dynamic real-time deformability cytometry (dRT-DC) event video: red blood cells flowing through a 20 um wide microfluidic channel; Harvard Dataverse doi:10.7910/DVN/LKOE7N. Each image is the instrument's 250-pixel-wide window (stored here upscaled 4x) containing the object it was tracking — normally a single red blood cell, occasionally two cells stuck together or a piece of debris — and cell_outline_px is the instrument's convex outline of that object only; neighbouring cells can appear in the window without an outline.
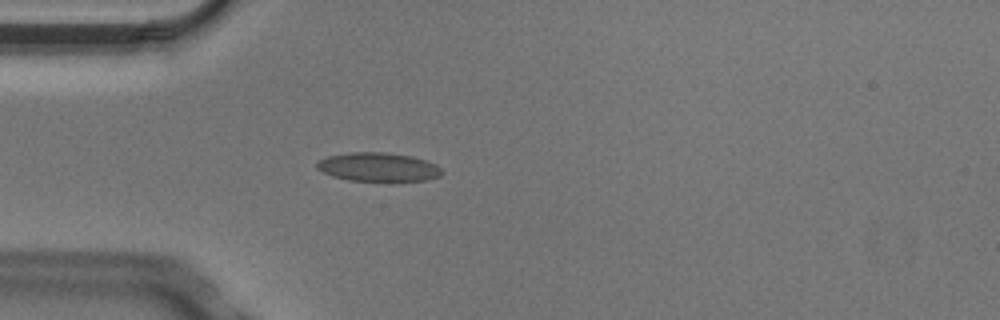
{"species": "Egyptian fruit bat (a non-hibernating species)", "species_latin": "Rousettus aegyptiacus", "temperature_condition": "cold", "stored_images_in_passage": 3, "camera_frame_rate_fps": 3000, "um_per_image_px": 0.085, "animal": {"sex": "male"}, "frame": {"image": 1, "passage_image": 3, "time_ms": 0.667, "image_size_px": [1000, 320], "cell_outline_px": [[444, 172], [440, 176], [424, 180], [396, 184], [392, 184], [348, 180], [332, 176], [316, 168], [316, 160], [328, 156], [348, 152], [384, 152], [412, 156], [436, 164]], "centroid_in_image_um": [32.16, 14.24], "position_along_channel_um": 52.8, "area_um2": 21.96}}